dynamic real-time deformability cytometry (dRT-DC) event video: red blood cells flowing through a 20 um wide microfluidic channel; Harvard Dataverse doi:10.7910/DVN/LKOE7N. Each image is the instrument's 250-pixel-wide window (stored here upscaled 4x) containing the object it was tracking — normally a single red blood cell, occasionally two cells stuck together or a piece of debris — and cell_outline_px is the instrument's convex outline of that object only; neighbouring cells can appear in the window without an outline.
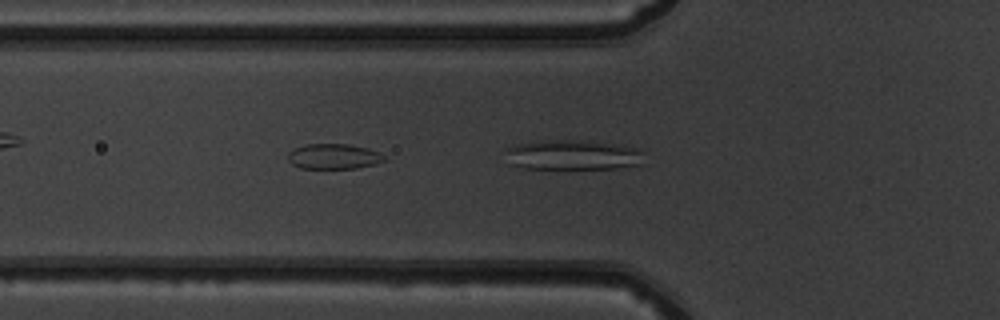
{"species": "common noctule bat (a hibernating species)", "species_latin": "Nyctalus noctula", "temperature_condition": "warm", "stored_images_in_passage": 14, "camera_frame_rate_fps": 3000, "um_per_image_px": 0.085, "animal": {"sex": "male", "body_mass_g": 19.5, "forearm_length_mm": 54.6}, "frame": {"image": 1, "passage_image": 12, "time_ms": 3.667, "image_size_px": [1000, 320], "cell_outline_px": [[388, 160], [376, 164], [356, 168], [300, 168], [292, 164], [288, 160], [288, 152], [304, 144], [348, 144], [368, 148], [380, 152]], "centroid_in_image_um": [28.39, 13.29], "position_along_channel_um": 97.4, "area_um2": 14.28}}